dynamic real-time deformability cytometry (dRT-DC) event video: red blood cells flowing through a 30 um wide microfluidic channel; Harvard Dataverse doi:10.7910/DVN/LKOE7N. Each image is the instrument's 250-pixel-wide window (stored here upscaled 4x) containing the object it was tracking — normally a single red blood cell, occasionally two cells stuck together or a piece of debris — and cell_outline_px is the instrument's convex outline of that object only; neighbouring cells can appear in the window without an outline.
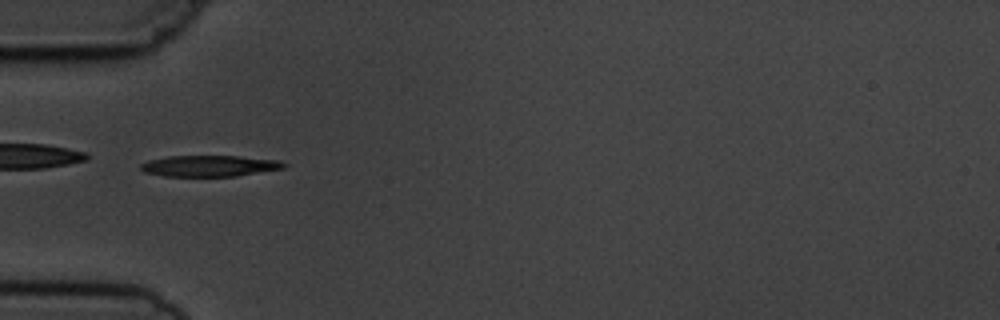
{"species": "common noctule bat (a hibernating species)", "species_latin": "Nyctalus noctula", "temperature_condition": "cold", "stored_images_in_passage": 8, "camera_frame_rate_fps": 3000, "um_per_image_px": 0.085, "animal": {"sex": "male", "body_mass_g": 19.5, "forearm_length_mm": 54.6}, "frame": {"image": 1, "passage_image": 6, "time_ms": 5.667, "image_size_px": [1000, 320], "cell_outline_px": [[288, 164], [284, 168], [236, 176], [164, 176], [144, 172], [140, 168], [140, 164], [148, 160], [168, 156], [240, 156], [280, 160]], "centroid_in_image_um": [17.81, 14.1], "position_along_channel_um": 67.2, "area_um2": 17.69}}
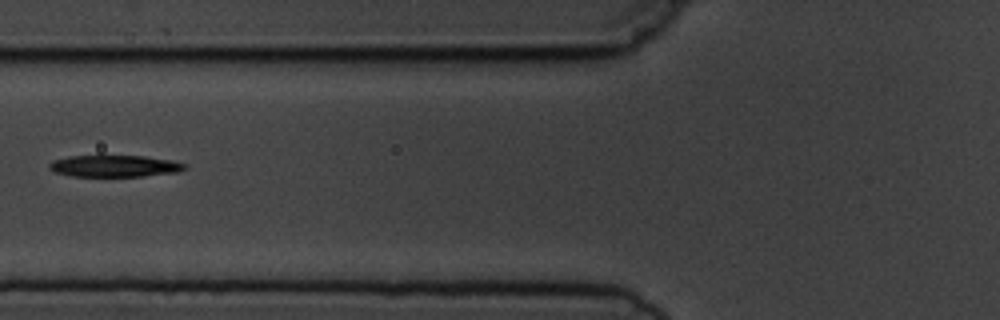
{"frame": {"image": 2, "passage_image": 7, "time_ms": 7.0, "image_size_px": [1000, 320], "cell_outline_px": [[188, 168], [176, 172], [144, 176], [72, 176], [56, 172], [48, 168], [48, 164], [52, 160], [68, 156], [100, 152], [144, 156], [172, 160], [184, 164]], "centroid_in_image_um": [9.66, 14.05], "position_along_channel_um": 116.1, "area_um2": 18.15}}
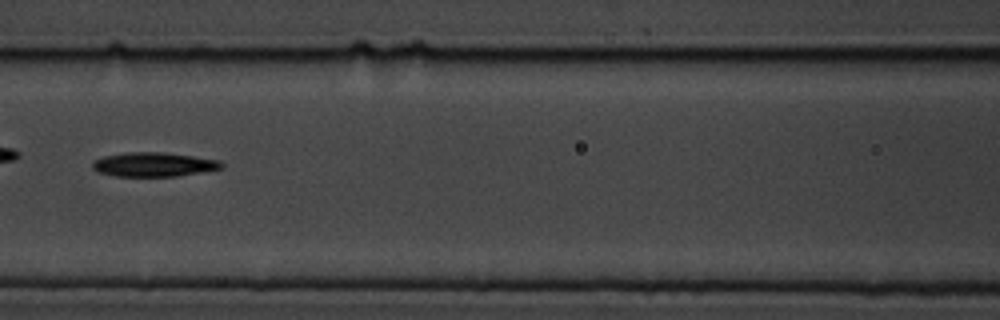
{"frame": {"image": 3, "passage_image": 8, "time_ms": 8.0, "image_size_px": [1000, 320], "cell_outline_px": [[224, 164], [220, 168], [176, 176], [116, 176], [96, 172], [92, 168], [92, 160], [104, 156], [128, 152], [160, 152], [192, 156], [220, 160]], "centroid_in_image_um": [12.99, 13.98], "position_along_channel_um": 153.6, "area_um2": 18.03}}